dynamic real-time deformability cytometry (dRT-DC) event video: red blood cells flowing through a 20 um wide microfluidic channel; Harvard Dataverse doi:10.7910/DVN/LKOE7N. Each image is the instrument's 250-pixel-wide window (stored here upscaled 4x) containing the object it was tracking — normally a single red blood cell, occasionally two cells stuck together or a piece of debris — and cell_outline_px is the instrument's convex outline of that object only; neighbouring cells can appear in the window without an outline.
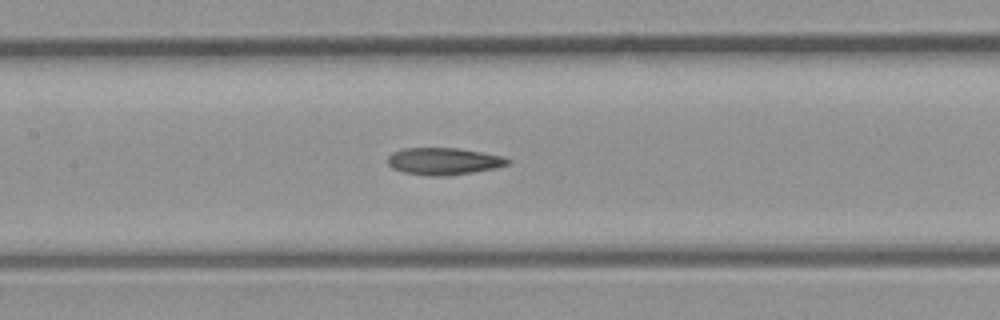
{"species": "common noctule bat (a hibernating species)", "species_latin": "Nyctalus noctula", "temperature_condition": "room temperature", "stored_images_in_passage": 7, "camera_frame_rate_fps": 3000, "um_per_image_px": 0.085, "animal": {"sex": "male", "body_mass_g": 23.1, "forearm_length_mm": 52.7}, "frame": {"image": 1, "passage_image": 6, "time_ms": 1.667, "image_size_px": [1000, 320], "cell_outline_px": [[512, 160], [508, 164], [496, 168], [472, 172], [444, 176], [428, 176], [404, 172], [392, 168], [388, 164], [388, 156], [392, 152], [404, 148], [460, 148], [504, 156]], "centroid_in_image_um": [37.72, 13.7], "position_along_channel_um": 169.7, "area_um2": 19.02}}